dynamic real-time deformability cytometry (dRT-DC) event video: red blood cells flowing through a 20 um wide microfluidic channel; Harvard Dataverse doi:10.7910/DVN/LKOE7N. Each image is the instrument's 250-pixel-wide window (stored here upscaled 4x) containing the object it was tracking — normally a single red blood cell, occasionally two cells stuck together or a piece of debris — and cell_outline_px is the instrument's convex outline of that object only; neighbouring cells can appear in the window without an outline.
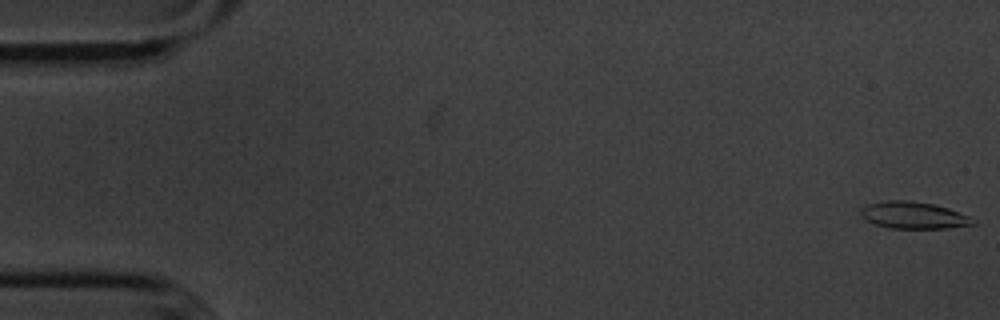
{"species": "common noctule bat (a hibernating species)", "species_latin": "Nyctalus noctula", "temperature_condition": "cold", "stored_images_in_passage": 13, "camera_frame_rate_fps": 3000, "um_per_image_px": 0.085, "animal": {"sex": "male", "body_mass_g": 20.1, "forearm_length_mm": 53.5}, "frame": {"image": 1, "passage_image": 1, "time_ms": 0.0, "image_size_px": [1000, 320], "cell_outline_px": [[976, 224], [944, 228], [892, 228], [876, 224], [860, 216], [860, 212], [868, 204], [888, 200], [908, 200], [932, 204], [948, 208], [968, 216], [976, 220]], "centroid_in_image_um": [77.67, 18.29], "position_along_channel_um": 7.3, "area_um2": 17.28}}